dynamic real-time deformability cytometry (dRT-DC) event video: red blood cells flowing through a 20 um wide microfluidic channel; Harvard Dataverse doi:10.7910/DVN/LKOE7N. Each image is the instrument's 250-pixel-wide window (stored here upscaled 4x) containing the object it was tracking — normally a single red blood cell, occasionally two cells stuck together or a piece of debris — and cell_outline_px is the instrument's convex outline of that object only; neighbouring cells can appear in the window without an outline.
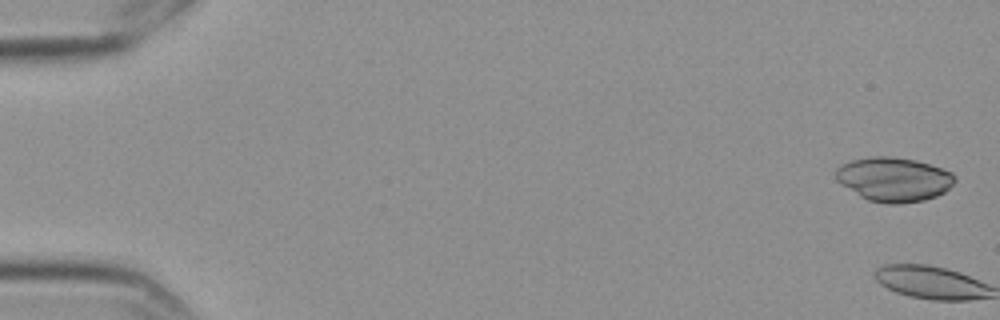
{"species": "Egyptian fruit bat (a non-hibernating species)", "species_latin": "Rousettus aegyptiacus", "temperature_condition": "cold", "stored_images_in_passage": 11, "camera_frame_rate_fps": 3000, "um_per_image_px": 0.085, "frame": {"image": 1, "passage_image": 1, "time_ms": 0.0, "image_size_px": [1000, 320], "cell_outline_px": [[956, 180], [944, 192], [936, 196], [924, 200], [900, 204], [884, 204], [868, 200], [860, 196], [836, 180], [836, 168], [840, 164], [852, 160], [868, 156], [892, 156], [916, 160], [952, 172], [956, 176]], "centroid_in_image_um": [75.96, 15.24], "position_along_channel_um": 9.0, "area_um2": 30.75}}
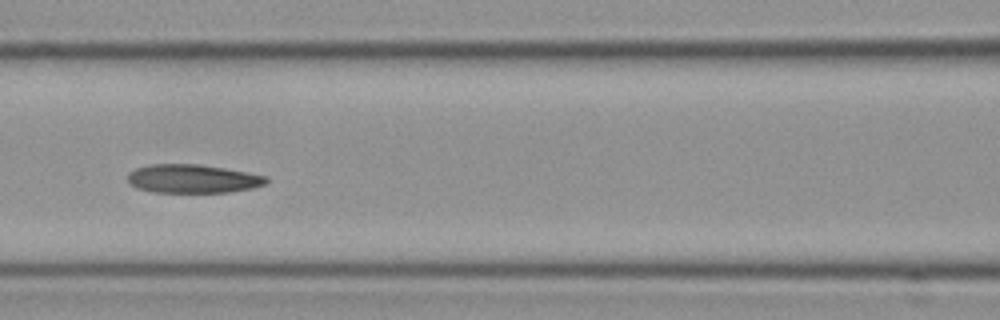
{"frame": {"image": 2, "passage_image": 8, "time_ms": 2.333, "image_size_px": [1000, 320], "cell_outline_px": [[268, 180], [264, 184], [252, 188], [228, 192], [152, 192], [136, 188], [128, 184], [128, 172], [136, 168], [148, 164], [200, 164], [224, 168], [268, 176]], "centroid_in_image_um": [16.33, 15.19], "position_along_channel_um": 150.3, "area_um2": 23.18}}
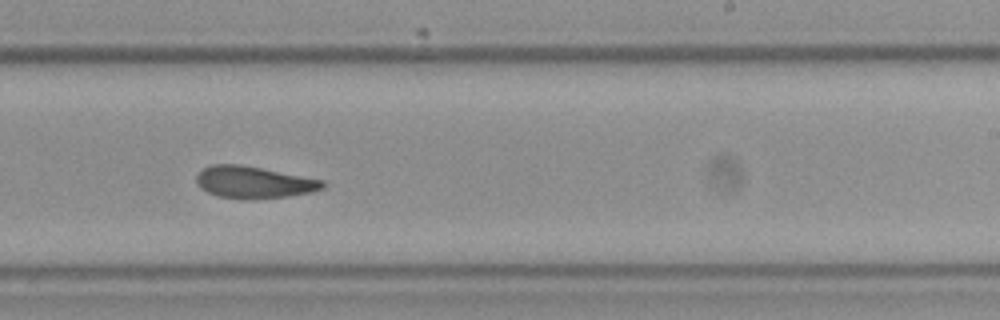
{"frame": {"image": 3, "passage_image": 11, "time_ms": 3.333, "image_size_px": [1000, 320], "cell_outline_px": [[328, 184], [324, 188], [312, 192], [288, 196], [252, 200], [244, 200], [220, 196], [208, 192], [200, 188], [196, 180], [196, 176], [204, 168], [212, 164], [240, 164], [324, 180]], "centroid_in_image_um": [21.6, 15.5], "position_along_channel_um": 267.4, "area_um2": 23.64}}